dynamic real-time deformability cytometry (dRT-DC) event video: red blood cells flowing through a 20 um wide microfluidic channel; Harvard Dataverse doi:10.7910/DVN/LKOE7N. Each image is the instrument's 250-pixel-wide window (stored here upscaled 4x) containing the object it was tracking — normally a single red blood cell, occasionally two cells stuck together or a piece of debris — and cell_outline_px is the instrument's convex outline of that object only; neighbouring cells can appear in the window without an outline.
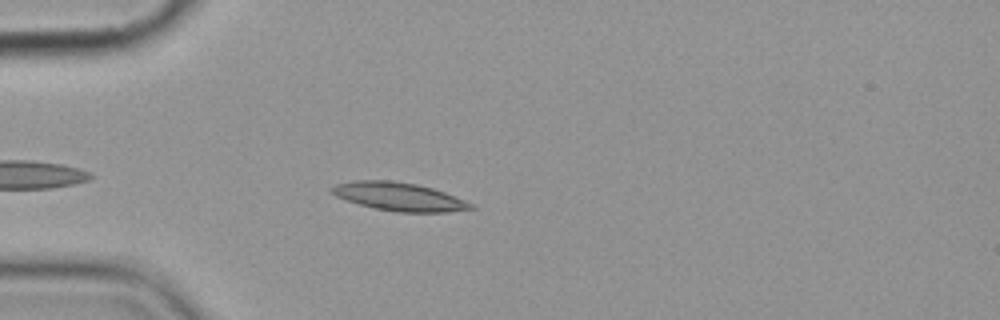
{"species": "common noctule bat (a hibernating species)", "species_latin": "Nyctalus noctula", "temperature_condition": "cold", "stored_images_in_passage": 1, "camera_frame_rate_fps": 3000, "um_per_image_px": 0.085, "animal": {"sex": "female", "body_mass_g": 19.9}, "frame": {"image": 1, "passage_image": 1, "time_ms": 0.0, "image_size_px": [1000, 320], "cell_outline_px": [[476, 208], [444, 212], [396, 212], [376, 208], [360, 204], [336, 196], [328, 192], [328, 188], [336, 184], [356, 180], [392, 180], [416, 184], [432, 188], [444, 192], [464, 200], [472, 204]], "centroid_in_image_um": [33.87, 16.7], "position_along_channel_um": 51.1, "area_um2": 22.77}}